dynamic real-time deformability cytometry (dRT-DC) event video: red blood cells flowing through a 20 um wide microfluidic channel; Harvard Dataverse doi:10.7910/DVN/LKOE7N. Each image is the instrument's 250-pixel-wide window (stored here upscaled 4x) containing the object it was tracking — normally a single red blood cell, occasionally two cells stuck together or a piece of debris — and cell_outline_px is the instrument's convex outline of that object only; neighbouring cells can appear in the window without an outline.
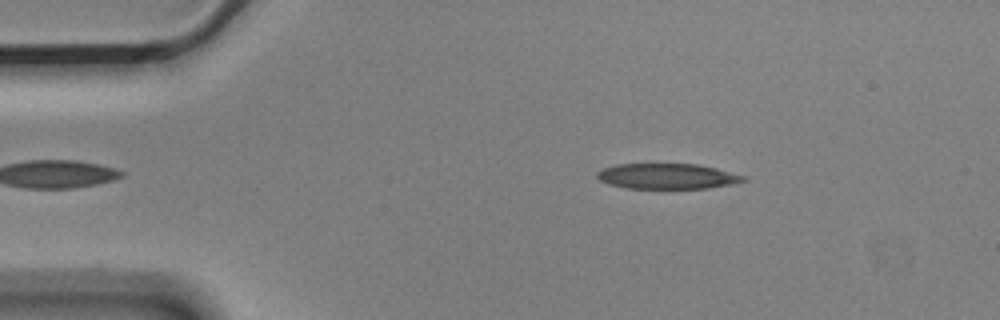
{"species": "Egyptian fruit bat (a non-hibernating species)", "species_latin": "Rousettus aegyptiacus", "temperature_condition": "cold", "stored_images_in_passage": 3, "camera_frame_rate_fps": 3000, "um_per_image_px": 0.085, "animal": {"sex": "male"}, "frame": {"image": 1, "passage_image": 1, "time_ms": 0.0, "image_size_px": [1000, 320], "cell_outline_px": [[748, 180], [732, 184], [708, 188], [628, 188], [608, 184], [600, 180], [596, 176], [596, 172], [604, 168], [616, 164], [696, 164], [716, 168], [748, 176]], "centroid_in_image_um": [56.75, 14.98], "position_along_channel_um": 28.2, "area_um2": 21.73}}
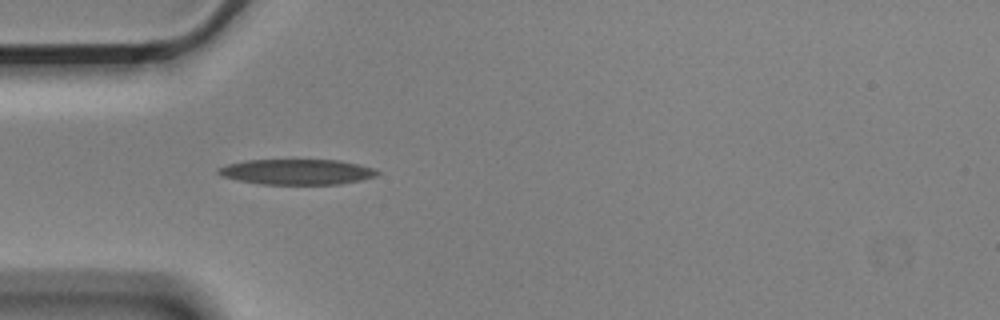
{"frame": {"image": 2, "passage_image": 2, "time_ms": 0.333, "image_size_px": [1000, 320], "cell_outline_px": [[380, 172], [376, 176], [360, 180], [340, 184], [260, 184], [220, 176], [216, 172], [216, 168], [228, 164], [244, 160], [340, 160], [360, 164], [376, 168]], "centroid_in_image_um": [25.24, 14.6], "position_along_channel_um": 59.8, "area_um2": 23.7}}
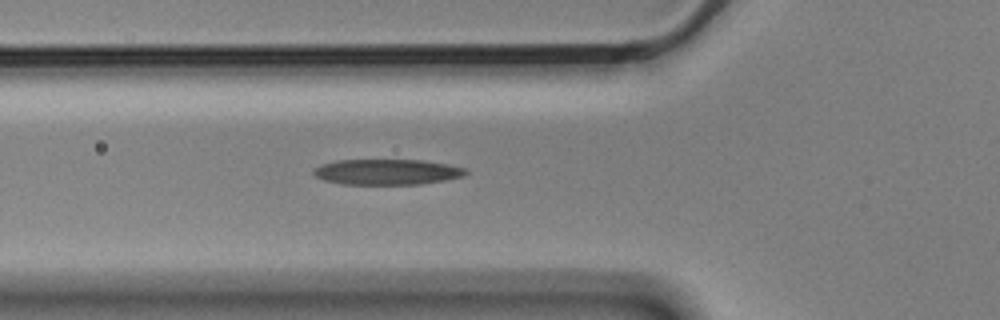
{"frame": {"image": 3, "passage_image": 3, "time_ms": 0.667, "image_size_px": [1000, 320], "cell_outline_px": [[468, 172], [464, 176], [444, 180], [420, 184], [340, 184], [324, 180], [316, 176], [312, 172], [320, 164], [336, 160], [424, 160], [448, 164], [468, 168]], "centroid_in_image_um": [32.92, 14.61], "position_along_channel_um": 92.9, "area_um2": 22.77}}